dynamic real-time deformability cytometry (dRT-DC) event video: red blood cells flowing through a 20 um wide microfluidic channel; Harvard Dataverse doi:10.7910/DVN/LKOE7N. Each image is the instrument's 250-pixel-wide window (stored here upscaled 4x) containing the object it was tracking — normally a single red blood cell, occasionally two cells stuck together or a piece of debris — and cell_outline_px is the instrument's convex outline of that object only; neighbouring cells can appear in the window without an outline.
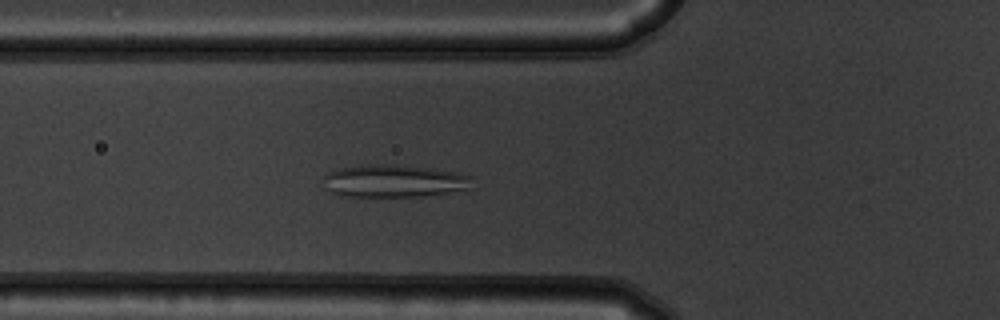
{"species": "common noctule bat (a hibernating species)", "species_latin": "Nyctalus noctula", "temperature_condition": "warm", "stored_images_in_passage": 53, "camera_frame_rate_fps": 3000, "um_per_image_px": 0.085, "animal": {"sex": "male", "body_mass_g": 19.5, "forearm_length_mm": 54.6}, "frame": {"image": 1, "passage_image": 19, "time_ms": 6.0, "image_size_px": [1000, 320], "cell_outline_px": [[472, 176], [468, 188], [448, 192], [420, 196], [344, 196], [332, 192], [324, 176], [328, 172], [340, 168], [360, 164], [396, 164], [428, 168], [456, 172]], "centroid_in_image_um": [33.49, 15.36], "position_along_channel_um": 92.3, "area_um2": 27.74}}
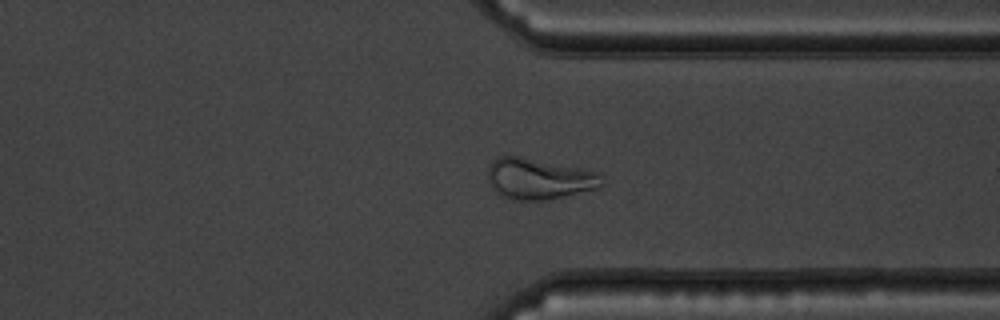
{"frame": {"image": 2, "passage_image": 41, "time_ms": 13.333, "image_size_px": [1000, 320], "cell_outline_px": [[604, 184], [600, 188], [564, 196], [544, 200], [516, 200], [504, 196], [496, 192], [492, 188], [488, 180], [488, 168], [492, 160], [496, 156], [520, 156], [596, 172], [604, 180]], "centroid_in_image_um": [45.79, 15.2], "position_along_channel_um": 365.6, "area_um2": 26.99}}
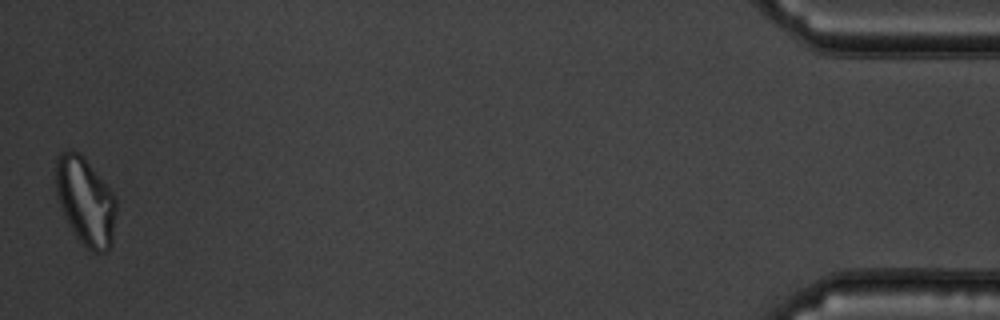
{"frame": {"image": 3, "passage_image": 53, "time_ms": 17.333, "image_size_px": [1000, 320], "cell_outline_px": [[116, 212], [112, 244], [108, 252], [92, 252], [76, 236], [56, 196], [56, 156], [60, 152], [80, 152], [84, 156], [112, 192], [116, 200]], "centroid_in_image_um": [7.29, 17.1], "position_along_channel_um": 427.9, "area_um2": 30.58}, "authors_computed_cell_mechanics": {"area_um2": 28.5532, "velocity_mm_per_s": 3.7321, "shape_relaxation_time_tau1_ms": null, "shape_relaxation_time_tau2_ms": 2.1363, "deformation_change_tau1": null, "deformation_change_tau2": 0.0763}}